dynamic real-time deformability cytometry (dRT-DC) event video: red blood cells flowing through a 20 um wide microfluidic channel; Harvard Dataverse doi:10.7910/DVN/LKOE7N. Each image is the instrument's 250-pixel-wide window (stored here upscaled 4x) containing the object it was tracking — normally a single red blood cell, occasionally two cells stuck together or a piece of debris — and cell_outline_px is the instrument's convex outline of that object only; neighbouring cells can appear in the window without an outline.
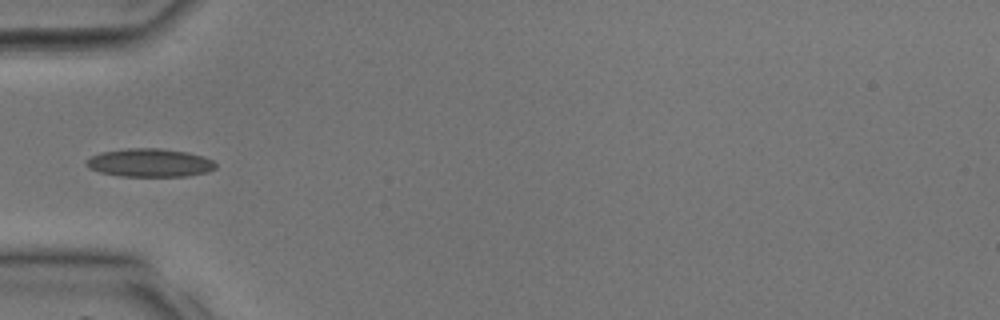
{"species": "common noctule bat (a hibernating species)", "species_latin": "Nyctalus noctula", "temperature_condition": "room temperature", "stored_images_in_passage": 26, "camera_frame_rate_fps": 3000, "um_per_image_px": 0.085, "animal": {"sex": "male", "body_mass_g": 17.9, "forearm_length_mm": 54.2}, "frame": {"image": 1, "passage_image": 1, "time_ms": 0.0, "image_size_px": [1000, 320], "cell_outline_px": [[216, 168], [208, 172], [188, 176], [120, 176], [100, 172], [88, 168], [84, 164], [84, 160], [100, 152], [128, 148], [160, 148], [188, 152], [204, 156], [212, 160], [216, 164]], "centroid_in_image_um": [12.72, 13.83], "position_along_channel_um": 72.3, "area_um2": 21.56}}
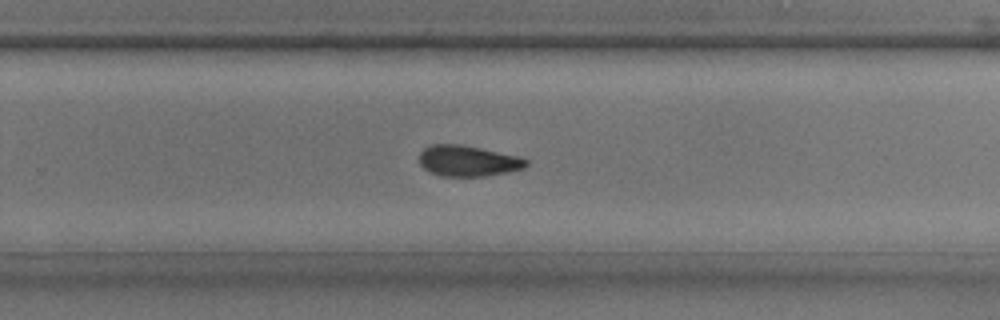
{"frame": {"image": 2, "passage_image": 13, "time_ms": 4.0, "image_size_px": [1000, 320], "cell_outline_px": [[528, 164], [524, 168], [484, 176], [440, 176], [424, 168], [420, 164], [420, 152], [424, 148], [432, 144], [460, 144], [520, 156], [528, 160]], "centroid_in_image_um": [39.78, 13.66], "position_along_channel_um": 290.0, "area_um2": 19.07}}
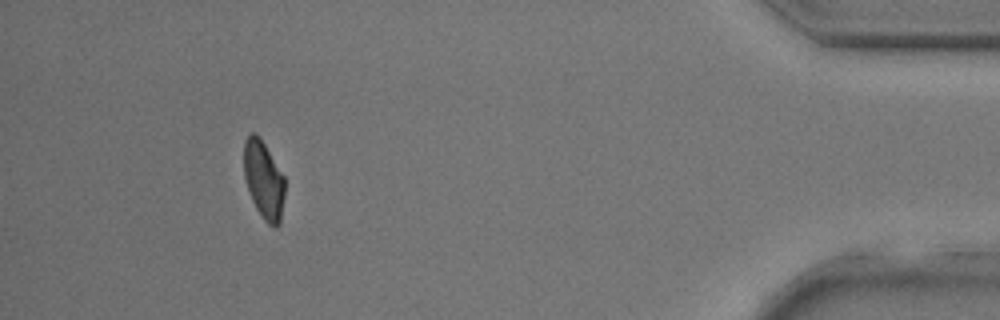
{"frame": {"image": 3, "passage_image": 23, "time_ms": 7.333, "image_size_px": [1000, 320], "cell_outline_px": [[284, 196], [280, 224], [276, 228], [268, 224], [264, 220], [256, 208], [252, 200], [244, 176], [244, 140], [252, 132], [260, 136], [284, 176]], "centroid_in_image_um": [22.42, 15.29], "position_along_channel_um": 412.8, "area_um2": 18.55}}